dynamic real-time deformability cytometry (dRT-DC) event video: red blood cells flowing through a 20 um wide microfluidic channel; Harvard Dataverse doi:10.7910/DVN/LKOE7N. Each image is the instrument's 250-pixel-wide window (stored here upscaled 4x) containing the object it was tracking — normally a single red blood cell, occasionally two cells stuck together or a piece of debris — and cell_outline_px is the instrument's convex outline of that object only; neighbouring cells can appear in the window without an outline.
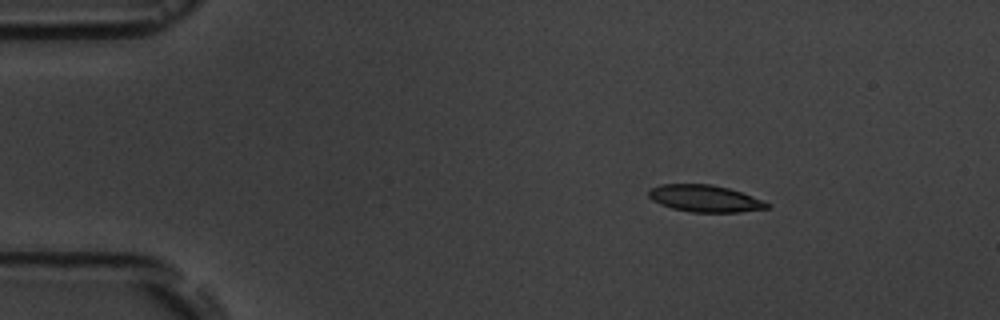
{"species": "common noctule bat (a hibernating species)", "species_latin": "Nyctalus noctula", "temperature_condition": "room temperature", "stored_images_in_passage": 4, "camera_frame_rate_fps": 3000, "um_per_image_px": 0.085, "animal": {"sex": "male", "body_mass_g": 19.5, "forearm_length_mm": 54.6}, "frame": {"image": 1, "passage_image": 1, "time_ms": 0.0, "image_size_px": [1000, 320], "cell_outline_px": [[772, 208], [740, 212], [692, 212], [672, 208], [660, 204], [652, 200], [648, 196], [648, 188], [660, 184], [712, 184], [728, 188], [752, 196], [772, 204]], "centroid_in_image_um": [59.92, 16.87], "position_along_channel_um": 25.1, "area_um2": 18.73}}
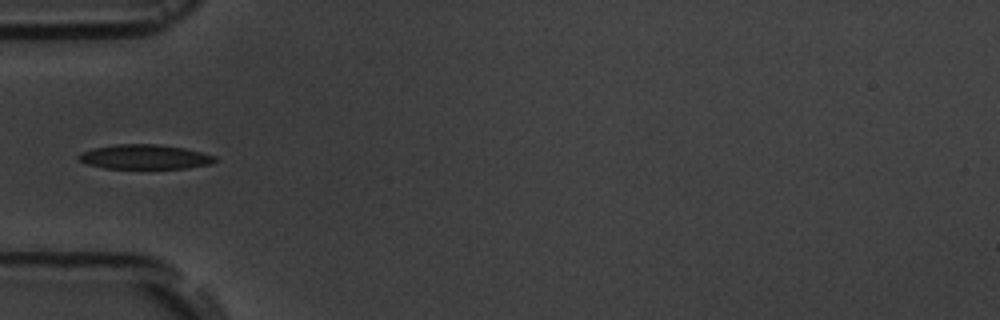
{"frame": {"image": 2, "passage_image": 4, "time_ms": 3.333, "image_size_px": [1000, 320], "cell_outline_px": [[216, 160], [212, 164], [184, 168], [104, 168], [88, 164], [76, 160], [76, 156], [80, 152], [92, 148], [116, 144], [156, 144], [184, 148], [216, 156]], "centroid_in_image_um": [12.24, 13.33], "position_along_channel_um": 72.8, "area_um2": 19.54}}